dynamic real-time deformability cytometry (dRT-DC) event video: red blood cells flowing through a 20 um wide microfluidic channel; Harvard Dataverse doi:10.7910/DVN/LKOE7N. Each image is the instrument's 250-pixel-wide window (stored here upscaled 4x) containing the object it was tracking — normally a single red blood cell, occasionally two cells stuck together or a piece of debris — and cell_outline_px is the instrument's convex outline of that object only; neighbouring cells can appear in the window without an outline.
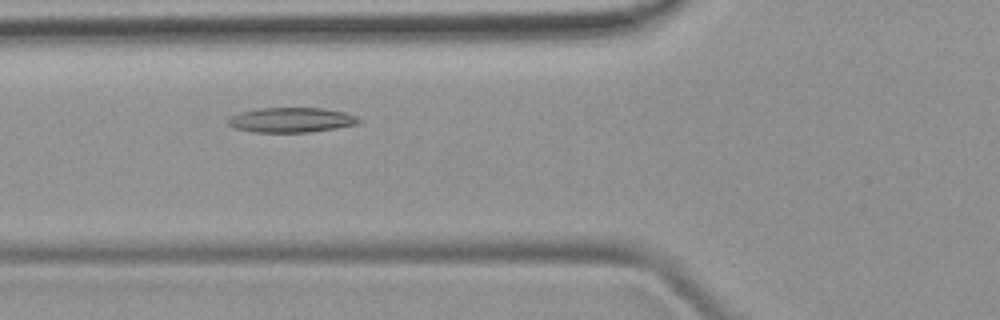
{"species": "common noctule bat (a hibernating species)", "species_latin": "Nyctalus noctula", "temperature_condition": "room temperature", "stored_images_in_passage": 43, "camera_frame_rate_fps": 3000, "um_per_image_px": 0.085, "animal": {"sex": "female", "body_mass_g": 19.9}, "frame": {"image": 1, "passage_image": 12, "time_ms": 3.667, "image_size_px": [1000, 320], "cell_outline_px": [[364, 120], [356, 124], [336, 128], [308, 132], [252, 132], [236, 128], [228, 124], [228, 120], [232, 116], [240, 112], [260, 108], [324, 108], [344, 112], [356, 116]], "centroid_in_image_um": [24.79, 10.19], "position_along_channel_um": 101.0, "area_um2": 18.84}}
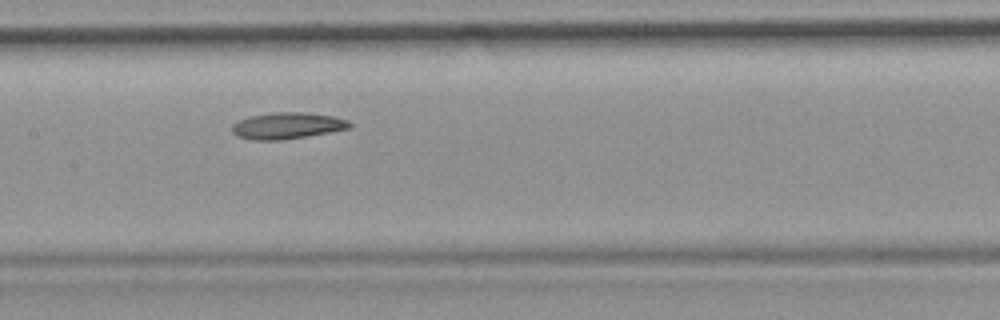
{"frame": {"image": 2, "passage_image": 18, "time_ms": 5.667, "image_size_px": [1000, 320], "cell_outline_px": [[352, 128], [280, 140], [252, 140], [236, 136], [232, 132], [232, 124], [240, 120], [252, 116], [276, 112], [304, 112], [332, 116], [348, 120], [352, 124]], "centroid_in_image_um": [24.41, 10.68], "position_along_channel_um": 183.0, "area_um2": 17.92}}
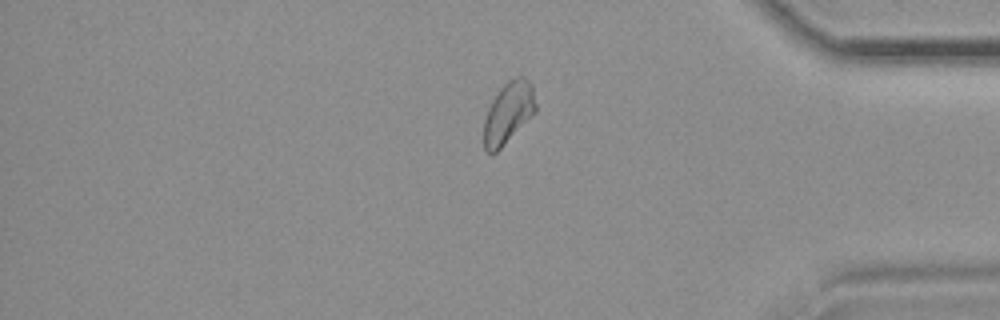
{"frame": {"image": 3, "passage_image": 35, "time_ms": 11.333, "image_size_px": [1000, 320], "cell_outline_px": [[536, 112], [496, 152], [488, 152], [484, 148], [484, 120], [488, 108], [492, 100], [500, 88], [508, 80], [516, 76], [524, 76], [532, 84], [536, 104]], "centroid_in_image_um": [43.22, 9.54], "position_along_channel_um": 392.0, "area_um2": 18.44}}